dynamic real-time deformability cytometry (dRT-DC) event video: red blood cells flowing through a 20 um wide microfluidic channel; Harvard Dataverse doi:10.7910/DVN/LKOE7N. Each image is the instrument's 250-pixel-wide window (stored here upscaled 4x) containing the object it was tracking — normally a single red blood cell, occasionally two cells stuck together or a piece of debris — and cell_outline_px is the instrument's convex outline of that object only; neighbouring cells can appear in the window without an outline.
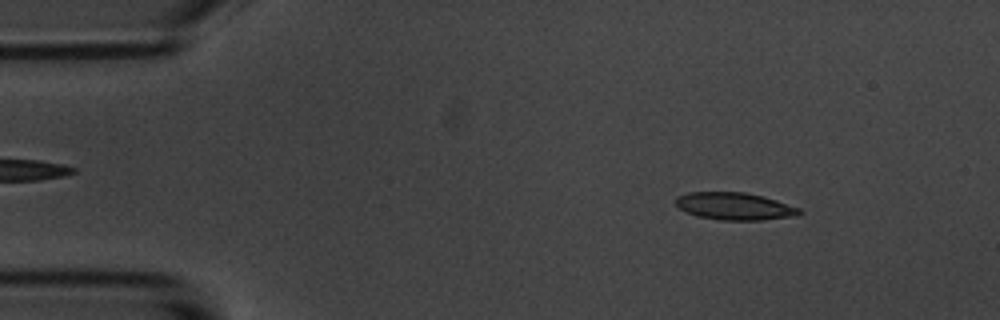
{"species": "common noctule bat (a hibernating species)", "species_latin": "Nyctalus noctula", "temperature_condition": "room temperature", "stored_images_in_passage": 55, "camera_frame_rate_fps": 3000, "um_per_image_px": 0.085, "animal": {"sex": "male", "body_mass_g": 20.1, "forearm_length_mm": 53.5}, "frame": {"image": 1, "passage_image": 7, "time_ms": 2.0, "image_size_px": [1000, 320], "cell_outline_px": [[804, 212], [796, 216], [760, 220], [720, 220], [696, 216], [680, 208], [676, 204], [676, 196], [688, 192], [744, 192], [764, 196], [800, 208]], "centroid_in_image_um": [62.46, 17.53], "position_along_channel_um": 22.5, "area_um2": 19.77}}
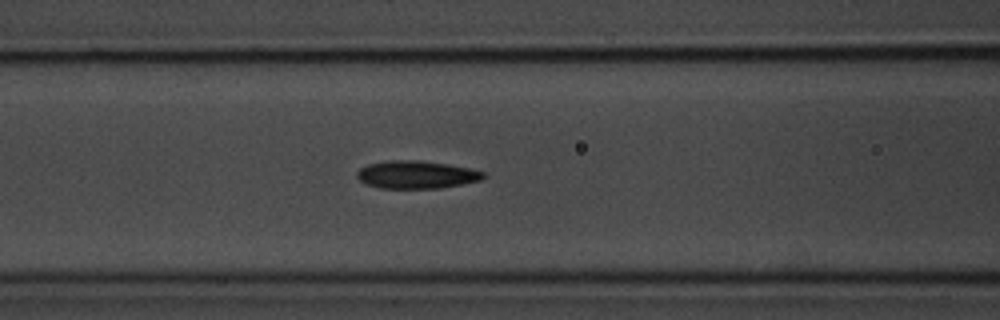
{"frame": {"image": 2, "passage_image": 22, "time_ms": 7.0, "image_size_px": [1000, 320], "cell_outline_px": [[488, 176], [480, 180], [440, 188], [380, 188], [364, 184], [356, 176], [356, 172], [360, 168], [368, 164], [388, 160], [416, 160], [448, 164], [468, 168], [484, 172]], "centroid_in_image_um": [35.36, 14.84], "position_along_channel_um": 131.2, "area_um2": 20.46}}
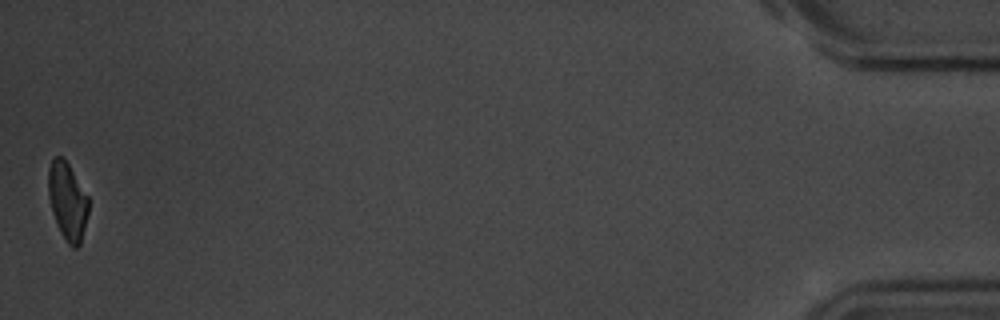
{"frame": {"image": 3, "passage_image": 55, "time_ms": 18.0, "image_size_px": [1000, 320], "cell_outline_px": [[88, 212], [80, 244], [76, 248], [72, 248], [68, 244], [60, 232], [56, 224], [52, 212], [48, 196], [48, 168], [52, 160], [56, 156], [60, 156], [68, 164], [88, 196]], "centroid_in_image_um": [5.72, 17.12], "position_along_channel_um": 429.5, "area_um2": 18.03}, "authors_computed_cell_mechanics": {"area_um2": 19.941, "velocity_mm_per_s": 3.5795, "shape_relaxation_time_tau1_ms": 2.7947, "shape_relaxation_time_tau2_ms": 4.707, "deformation_change_tau1": 0.1221, "deformation_change_tau2": 0.1059}}